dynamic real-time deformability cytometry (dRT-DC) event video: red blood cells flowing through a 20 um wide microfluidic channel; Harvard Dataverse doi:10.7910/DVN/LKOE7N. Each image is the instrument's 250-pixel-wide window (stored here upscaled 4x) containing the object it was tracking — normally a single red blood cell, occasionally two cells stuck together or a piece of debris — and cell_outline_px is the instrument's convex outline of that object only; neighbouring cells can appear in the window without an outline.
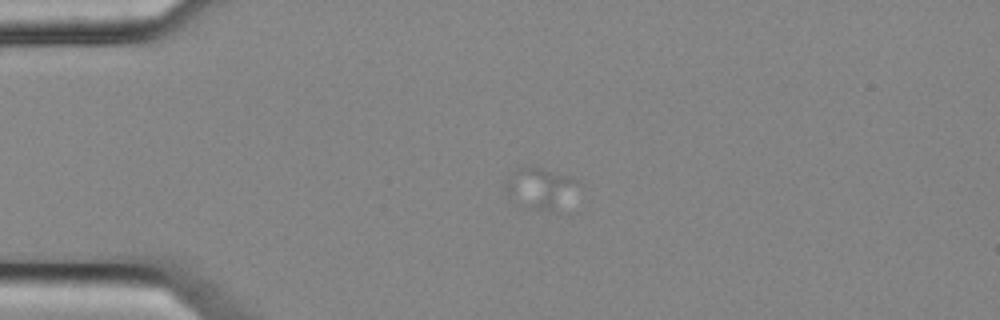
{"species": "common noctule bat (a hibernating species)", "species_latin": "Nyctalus noctula", "temperature_condition": "cold", "stored_images_in_passage": 35, "camera_frame_rate_fps": 3000, "um_per_image_px": 0.085, "animal": {"sex": "female", "body_mass_g": 25.1}, "frame": {"image": 1, "passage_image": 1, "time_ms": 0.0, "image_size_px": [1000, 320], "cell_outline_px": [[576, 184], [552, 208], [536, 208], [508, 192], [504, 188], [504, 184], [508, 176], [516, 168], [540, 168], [568, 176], [576, 180]], "centroid_in_image_um": [45.79, 15.85], "position_along_channel_um": 39.2, "area_um2": 14.62}}
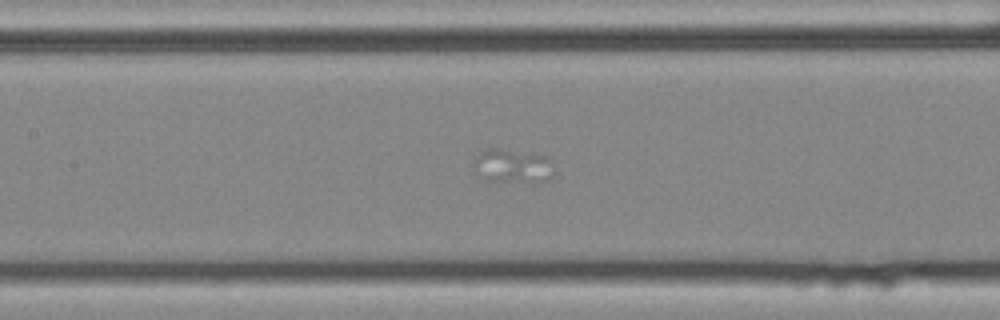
{"frame": {"image": 2, "passage_image": 14, "time_ms": 4.333, "image_size_px": [1000, 320], "cell_outline_px": [[556, 172], [548, 180], [532, 184], [484, 180], [472, 164], [472, 160], [480, 152], [488, 148], [500, 148], [548, 156], [552, 160]], "centroid_in_image_um": [43.63, 14.13], "position_along_channel_um": 163.8, "area_um2": 16.65}}
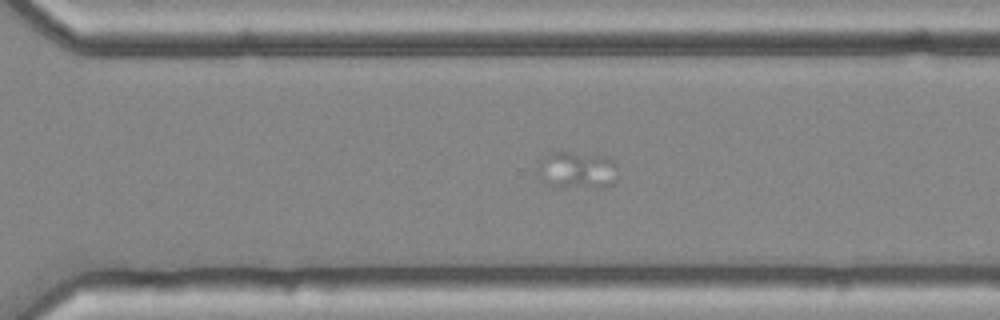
{"frame": {"image": 3, "passage_image": 27, "time_ms": 8.667, "image_size_px": [1000, 320], "cell_outline_px": [[620, 176], [612, 184], [600, 188], [592, 188], [548, 184], [540, 180], [540, 160], [548, 152], [556, 148], [608, 156], [616, 164]], "centroid_in_image_um": [49.11, 14.39], "position_along_channel_um": 321.5, "area_um2": 18.09}}